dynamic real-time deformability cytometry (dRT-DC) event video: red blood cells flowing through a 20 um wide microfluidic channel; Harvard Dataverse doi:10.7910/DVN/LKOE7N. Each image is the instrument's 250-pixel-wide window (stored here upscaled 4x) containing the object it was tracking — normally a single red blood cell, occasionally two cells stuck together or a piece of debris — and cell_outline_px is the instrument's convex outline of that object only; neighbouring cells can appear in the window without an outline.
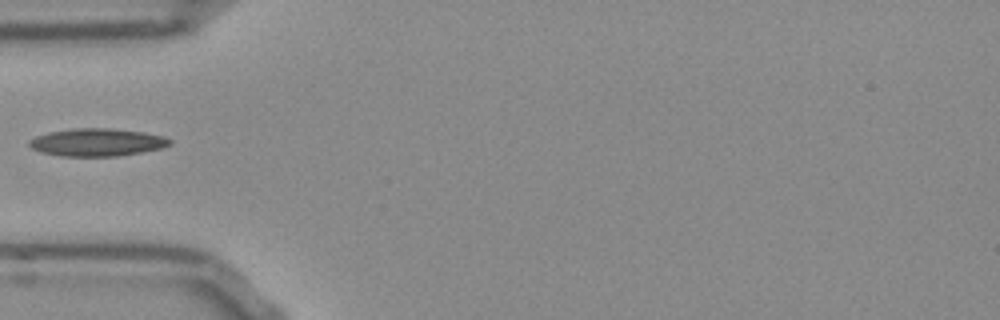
{"species": "Egyptian fruit bat (a non-hibernating species)", "species_latin": "Rousettus aegyptiacus", "temperature_condition": "room temperature", "stored_images_in_passage": 6, "camera_frame_rate_fps": 3000, "um_per_image_px": 0.085, "frame": {"image": 1, "passage_image": 1, "time_ms": 0.0, "image_size_px": [1000, 320], "cell_outline_px": [[172, 144], [160, 148], [140, 152], [116, 156], [60, 156], [40, 152], [32, 148], [28, 144], [28, 140], [36, 136], [48, 132], [72, 128], [112, 128], [144, 132], [164, 136], [172, 140]], "centroid_in_image_um": [8.23, 12.09], "position_along_channel_um": 76.8, "area_um2": 22.77}}